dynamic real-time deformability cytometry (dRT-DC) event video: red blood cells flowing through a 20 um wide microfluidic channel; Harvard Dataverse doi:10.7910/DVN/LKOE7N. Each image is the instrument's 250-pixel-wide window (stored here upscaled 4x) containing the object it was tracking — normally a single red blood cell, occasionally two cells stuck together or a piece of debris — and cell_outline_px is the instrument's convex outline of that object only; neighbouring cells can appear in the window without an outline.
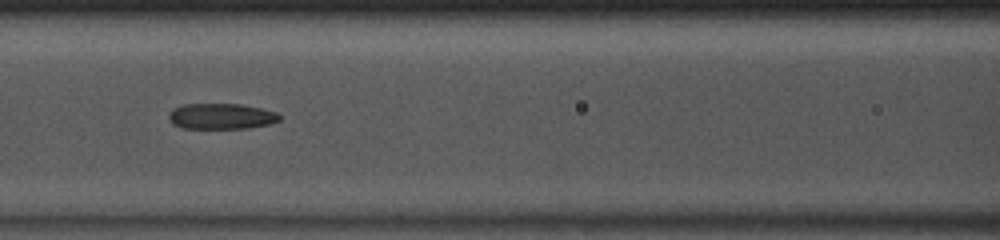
{"species": "common noctule bat (a hibernating species)", "species_latin": "Nyctalus noctula", "temperature_condition": "room temperature", "stored_images_in_passage": 48, "camera_frame_rate_fps": 3000, "um_per_image_px": 0.085, "animal": {"sex": "male", "body_mass_g": 13.0, "forearm_length_mm": 53.1}, "frame": {"image": 1, "passage_image": 21, "time_ms": 6.667, "image_size_px": [1000, 240], "cell_outline_px": [[280, 120], [272, 124], [248, 128], [184, 128], [172, 124], [168, 116], [176, 108], [184, 104], [240, 104], [260, 108], [276, 112], [280, 116]], "centroid_in_image_um": [18.85, 9.89], "position_along_channel_um": 147.8, "area_um2": 16.47}}
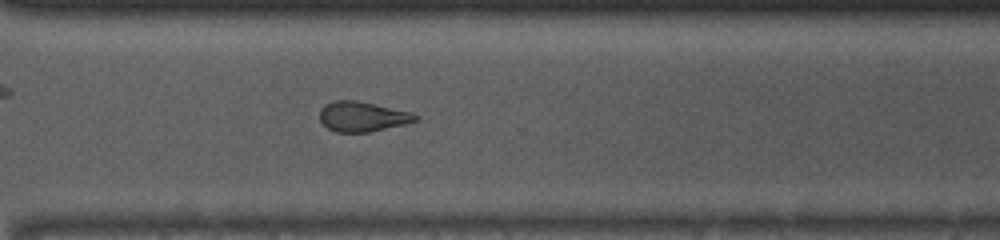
{"frame": {"image": 2, "passage_image": 35, "time_ms": 11.333, "image_size_px": [1000, 240], "cell_outline_px": [[420, 116], [416, 120], [404, 124], [368, 132], [336, 132], [328, 128], [320, 120], [320, 108], [324, 104], [332, 100], [356, 100], [412, 112]], "centroid_in_image_um": [30.78, 9.89], "position_along_channel_um": 339.8, "area_um2": 16.7}, "authors_computed_cell_mechanics": {"area_um2": 17.5712, "velocity_mm_per_s": 4.1294, "shape_relaxation_time_tau1_ms": null, "shape_relaxation_time_tau2_ms": 4.1174, "deformation_change_tau1": null, "deformation_change_tau2": 0.0927}}